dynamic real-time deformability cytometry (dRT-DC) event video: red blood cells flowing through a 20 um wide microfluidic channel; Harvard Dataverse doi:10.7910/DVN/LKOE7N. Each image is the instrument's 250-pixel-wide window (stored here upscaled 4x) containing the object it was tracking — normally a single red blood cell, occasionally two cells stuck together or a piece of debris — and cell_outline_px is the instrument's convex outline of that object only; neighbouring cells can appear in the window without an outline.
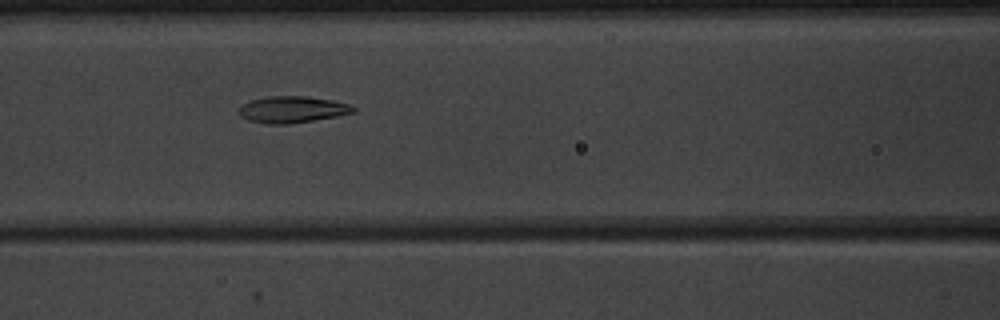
{"species": "common noctule bat (a hibernating species)", "species_latin": "Nyctalus noctula", "temperature_condition": "warm", "stored_images_in_passage": 37, "camera_frame_rate_fps": 3000, "um_per_image_px": 0.085, "animal": {"sex": "male", "body_mass_g": 20.1, "forearm_length_mm": 53.5}, "frame": {"image": 1, "passage_image": 9, "time_ms": 2.667, "image_size_px": [1000, 320], "cell_outline_px": [[356, 112], [336, 116], [288, 124], [268, 124], [248, 120], [240, 116], [240, 108], [244, 104], [252, 100], [268, 96], [308, 96], [332, 100], [348, 104], [356, 108]], "centroid_in_image_um": [24.86, 9.3], "position_along_channel_um": 141.7, "area_um2": 17.51}}
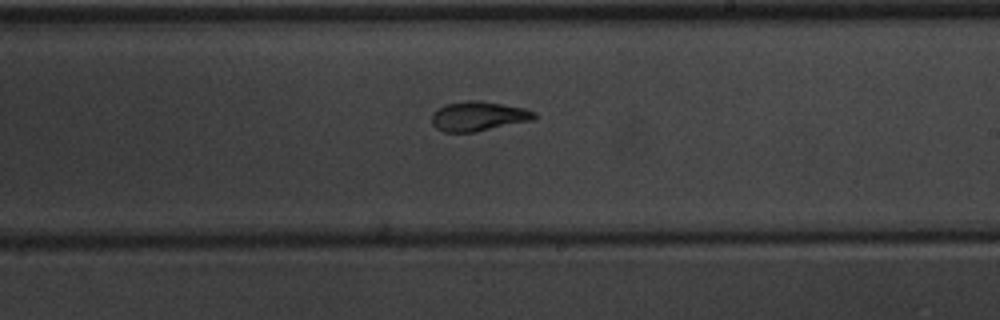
{"frame": {"image": 2, "passage_image": 17, "time_ms": 5.333, "image_size_px": [1000, 320], "cell_outline_px": [[536, 116], [532, 120], [476, 132], [444, 132], [436, 128], [432, 124], [432, 112], [444, 104], [468, 100], [480, 100], [524, 108], [536, 112]], "centroid_in_image_um": [40.63, 9.87], "position_along_channel_um": 248.4, "area_um2": 17.74}}
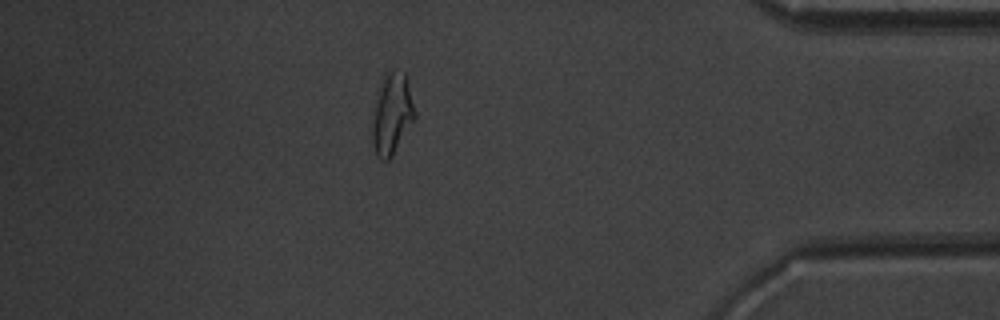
{"frame": {"image": 3, "passage_image": 31, "time_ms": 10.0, "image_size_px": [1000, 320], "cell_outline_px": [[416, 116], [392, 156], [388, 160], [380, 160], [376, 156], [372, 144], [372, 124], [380, 80], [388, 72], [404, 72], [416, 112]], "centroid_in_image_um": [33.3, 9.73], "position_along_channel_um": 401.9, "area_um2": 19.71}, "authors_computed_cell_mechanics": {"area_um2": 17.5712, "velocity_mm_per_s": 4.0042, "shape_relaxation_time_tau1_ms": 4.4721, "shape_relaxation_time_tau2_ms": 1.4719, "deformation_change_tau1": 0.174, "deformation_change_tau2": 0.0772}}